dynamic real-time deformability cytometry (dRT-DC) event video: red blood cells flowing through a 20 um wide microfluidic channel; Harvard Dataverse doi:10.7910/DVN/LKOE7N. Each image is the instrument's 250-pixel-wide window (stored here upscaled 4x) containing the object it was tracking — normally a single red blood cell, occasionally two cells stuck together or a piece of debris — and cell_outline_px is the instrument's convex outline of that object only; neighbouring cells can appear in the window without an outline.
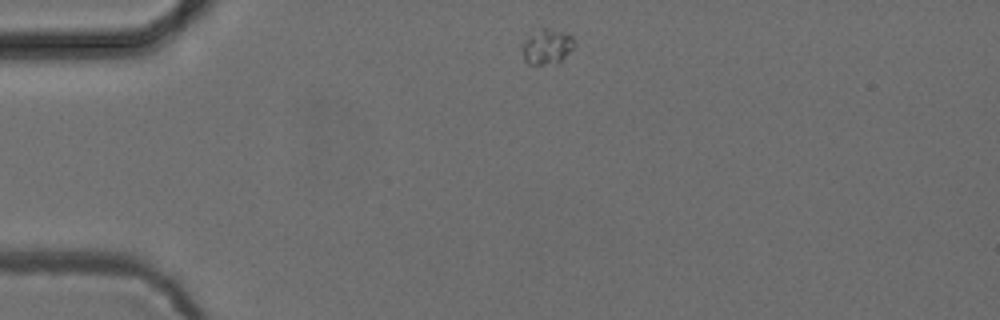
{"species": "common noctule bat (a hibernating species)", "species_latin": "Nyctalus noctula", "temperature_condition": "cold", "stored_images_in_passage": 43, "camera_frame_rate_fps": 3000, "um_per_image_px": 0.085, "animal": {"sex": "female", "body_mass_g": 24.6, "forearm_length_mm": 56.2}, "frame": {"image": 1, "passage_image": 1, "time_ms": 0.0, "image_size_px": [1000, 320], "cell_outline_px": [[576, 44], [560, 64], [528, 64], [524, 60], [520, 48], [524, 40], [528, 36], [540, 28], [544, 28], [560, 32], [572, 36], [576, 40]], "centroid_in_image_um": [46.49, 4.0], "position_along_channel_um": 38.5, "area_um2": 10.92}}
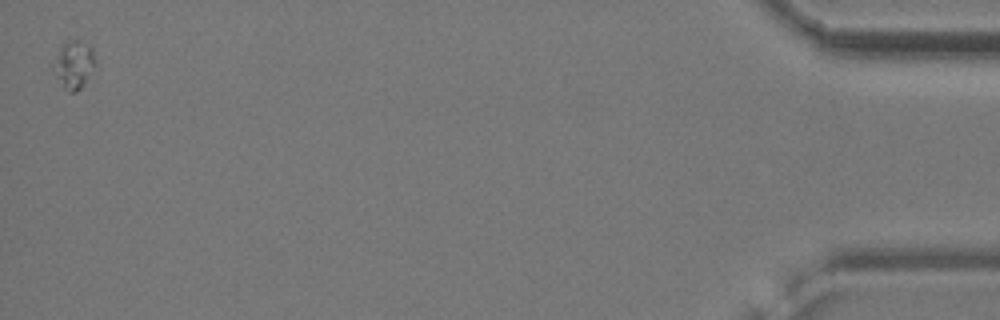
{"frame": {"image": 2, "passage_image": 43, "time_ms": 14.0, "image_size_px": [1000, 320], "cell_outline_px": [[96, 64], [80, 88], [76, 92], [68, 92], [64, 88], [52, 72], [52, 68], [60, 48], [68, 40], [80, 40], [88, 44], [92, 48], [96, 60]], "centroid_in_image_um": [6.28, 5.49], "position_along_channel_um": 428.9, "area_um2": 11.56}}